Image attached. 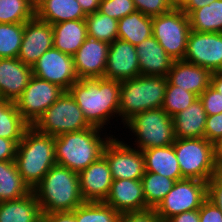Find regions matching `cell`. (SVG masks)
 I'll return each mask as SVG.
<instances>
[{
    "instance_id": "obj_3",
    "label": "cell",
    "mask_w": 222,
    "mask_h": 222,
    "mask_svg": "<svg viewBox=\"0 0 222 222\" xmlns=\"http://www.w3.org/2000/svg\"><path fill=\"white\" fill-rule=\"evenodd\" d=\"M42 214L73 211L84 201L78 173L67 167L54 165L32 190Z\"/></svg>"
},
{
    "instance_id": "obj_9",
    "label": "cell",
    "mask_w": 222,
    "mask_h": 222,
    "mask_svg": "<svg viewBox=\"0 0 222 222\" xmlns=\"http://www.w3.org/2000/svg\"><path fill=\"white\" fill-rule=\"evenodd\" d=\"M152 32L174 61L184 59L191 27L189 17L182 9H172L152 17Z\"/></svg>"
},
{
    "instance_id": "obj_52",
    "label": "cell",
    "mask_w": 222,
    "mask_h": 222,
    "mask_svg": "<svg viewBox=\"0 0 222 222\" xmlns=\"http://www.w3.org/2000/svg\"><path fill=\"white\" fill-rule=\"evenodd\" d=\"M190 0H171L173 9H182Z\"/></svg>"
},
{
    "instance_id": "obj_27",
    "label": "cell",
    "mask_w": 222,
    "mask_h": 222,
    "mask_svg": "<svg viewBox=\"0 0 222 222\" xmlns=\"http://www.w3.org/2000/svg\"><path fill=\"white\" fill-rule=\"evenodd\" d=\"M172 118L176 138H204L207 113L199 98Z\"/></svg>"
},
{
    "instance_id": "obj_42",
    "label": "cell",
    "mask_w": 222,
    "mask_h": 222,
    "mask_svg": "<svg viewBox=\"0 0 222 222\" xmlns=\"http://www.w3.org/2000/svg\"><path fill=\"white\" fill-rule=\"evenodd\" d=\"M119 222H161L154 208L120 214Z\"/></svg>"
},
{
    "instance_id": "obj_53",
    "label": "cell",
    "mask_w": 222,
    "mask_h": 222,
    "mask_svg": "<svg viewBox=\"0 0 222 222\" xmlns=\"http://www.w3.org/2000/svg\"><path fill=\"white\" fill-rule=\"evenodd\" d=\"M32 1L36 5L40 0H32Z\"/></svg>"
},
{
    "instance_id": "obj_51",
    "label": "cell",
    "mask_w": 222,
    "mask_h": 222,
    "mask_svg": "<svg viewBox=\"0 0 222 222\" xmlns=\"http://www.w3.org/2000/svg\"><path fill=\"white\" fill-rule=\"evenodd\" d=\"M216 158L222 163V135L213 143Z\"/></svg>"
},
{
    "instance_id": "obj_49",
    "label": "cell",
    "mask_w": 222,
    "mask_h": 222,
    "mask_svg": "<svg viewBox=\"0 0 222 222\" xmlns=\"http://www.w3.org/2000/svg\"><path fill=\"white\" fill-rule=\"evenodd\" d=\"M214 0H190L182 10L189 15L193 10L204 7L205 5H209Z\"/></svg>"
},
{
    "instance_id": "obj_13",
    "label": "cell",
    "mask_w": 222,
    "mask_h": 222,
    "mask_svg": "<svg viewBox=\"0 0 222 222\" xmlns=\"http://www.w3.org/2000/svg\"><path fill=\"white\" fill-rule=\"evenodd\" d=\"M184 61L219 72L222 67V34L191 30Z\"/></svg>"
},
{
    "instance_id": "obj_28",
    "label": "cell",
    "mask_w": 222,
    "mask_h": 222,
    "mask_svg": "<svg viewBox=\"0 0 222 222\" xmlns=\"http://www.w3.org/2000/svg\"><path fill=\"white\" fill-rule=\"evenodd\" d=\"M152 35V17L146 16L138 10L118 21V39L134 46Z\"/></svg>"
},
{
    "instance_id": "obj_32",
    "label": "cell",
    "mask_w": 222,
    "mask_h": 222,
    "mask_svg": "<svg viewBox=\"0 0 222 222\" xmlns=\"http://www.w3.org/2000/svg\"><path fill=\"white\" fill-rule=\"evenodd\" d=\"M176 180L152 172H145L141 183L148 208H156L171 191Z\"/></svg>"
},
{
    "instance_id": "obj_4",
    "label": "cell",
    "mask_w": 222,
    "mask_h": 222,
    "mask_svg": "<svg viewBox=\"0 0 222 222\" xmlns=\"http://www.w3.org/2000/svg\"><path fill=\"white\" fill-rule=\"evenodd\" d=\"M15 163L23 181L33 190L56 165L55 137L29 126L17 144Z\"/></svg>"
},
{
    "instance_id": "obj_16",
    "label": "cell",
    "mask_w": 222,
    "mask_h": 222,
    "mask_svg": "<svg viewBox=\"0 0 222 222\" xmlns=\"http://www.w3.org/2000/svg\"><path fill=\"white\" fill-rule=\"evenodd\" d=\"M140 75L136 46L117 38L109 45L104 78L122 82Z\"/></svg>"
},
{
    "instance_id": "obj_2",
    "label": "cell",
    "mask_w": 222,
    "mask_h": 222,
    "mask_svg": "<svg viewBox=\"0 0 222 222\" xmlns=\"http://www.w3.org/2000/svg\"><path fill=\"white\" fill-rule=\"evenodd\" d=\"M98 127L77 132L63 133L55 137L56 164L80 173L102 155L107 142L113 136ZM107 133V134H106Z\"/></svg>"
},
{
    "instance_id": "obj_24",
    "label": "cell",
    "mask_w": 222,
    "mask_h": 222,
    "mask_svg": "<svg viewBox=\"0 0 222 222\" xmlns=\"http://www.w3.org/2000/svg\"><path fill=\"white\" fill-rule=\"evenodd\" d=\"M142 154L144 156L145 172L163 175L176 181L184 179L173 144L170 146L148 148L142 150Z\"/></svg>"
},
{
    "instance_id": "obj_7",
    "label": "cell",
    "mask_w": 222,
    "mask_h": 222,
    "mask_svg": "<svg viewBox=\"0 0 222 222\" xmlns=\"http://www.w3.org/2000/svg\"><path fill=\"white\" fill-rule=\"evenodd\" d=\"M173 147L183 178L208 182L222 164L205 138H176Z\"/></svg>"
},
{
    "instance_id": "obj_14",
    "label": "cell",
    "mask_w": 222,
    "mask_h": 222,
    "mask_svg": "<svg viewBox=\"0 0 222 222\" xmlns=\"http://www.w3.org/2000/svg\"><path fill=\"white\" fill-rule=\"evenodd\" d=\"M33 75L39 79L57 84L65 91L79 80L73 56L51 48L43 53L32 66Z\"/></svg>"
},
{
    "instance_id": "obj_11",
    "label": "cell",
    "mask_w": 222,
    "mask_h": 222,
    "mask_svg": "<svg viewBox=\"0 0 222 222\" xmlns=\"http://www.w3.org/2000/svg\"><path fill=\"white\" fill-rule=\"evenodd\" d=\"M114 135L107 142L103 156L107 159L113 180H141L145 173L144 156L142 151L125 143Z\"/></svg>"
},
{
    "instance_id": "obj_22",
    "label": "cell",
    "mask_w": 222,
    "mask_h": 222,
    "mask_svg": "<svg viewBox=\"0 0 222 222\" xmlns=\"http://www.w3.org/2000/svg\"><path fill=\"white\" fill-rule=\"evenodd\" d=\"M141 75L167 76L172 59L152 35L136 46Z\"/></svg>"
},
{
    "instance_id": "obj_1",
    "label": "cell",
    "mask_w": 222,
    "mask_h": 222,
    "mask_svg": "<svg viewBox=\"0 0 222 222\" xmlns=\"http://www.w3.org/2000/svg\"><path fill=\"white\" fill-rule=\"evenodd\" d=\"M120 89V81L91 78L79 79L68 91L82 110L87 122L106 131L108 124L111 126L110 120L119 117Z\"/></svg>"
},
{
    "instance_id": "obj_15",
    "label": "cell",
    "mask_w": 222,
    "mask_h": 222,
    "mask_svg": "<svg viewBox=\"0 0 222 222\" xmlns=\"http://www.w3.org/2000/svg\"><path fill=\"white\" fill-rule=\"evenodd\" d=\"M53 48V27L36 16L25 22L18 59L32 67L40 56Z\"/></svg>"
},
{
    "instance_id": "obj_45",
    "label": "cell",
    "mask_w": 222,
    "mask_h": 222,
    "mask_svg": "<svg viewBox=\"0 0 222 222\" xmlns=\"http://www.w3.org/2000/svg\"><path fill=\"white\" fill-rule=\"evenodd\" d=\"M17 144L10 139L0 137V162L15 161Z\"/></svg>"
},
{
    "instance_id": "obj_30",
    "label": "cell",
    "mask_w": 222,
    "mask_h": 222,
    "mask_svg": "<svg viewBox=\"0 0 222 222\" xmlns=\"http://www.w3.org/2000/svg\"><path fill=\"white\" fill-rule=\"evenodd\" d=\"M29 126L17 110L15 102L0 98V137L18 144Z\"/></svg>"
},
{
    "instance_id": "obj_34",
    "label": "cell",
    "mask_w": 222,
    "mask_h": 222,
    "mask_svg": "<svg viewBox=\"0 0 222 222\" xmlns=\"http://www.w3.org/2000/svg\"><path fill=\"white\" fill-rule=\"evenodd\" d=\"M77 222H119L120 213L105 202H83L74 210Z\"/></svg>"
},
{
    "instance_id": "obj_39",
    "label": "cell",
    "mask_w": 222,
    "mask_h": 222,
    "mask_svg": "<svg viewBox=\"0 0 222 222\" xmlns=\"http://www.w3.org/2000/svg\"><path fill=\"white\" fill-rule=\"evenodd\" d=\"M135 9L142 14L155 17L173 9L171 0H133Z\"/></svg>"
},
{
    "instance_id": "obj_10",
    "label": "cell",
    "mask_w": 222,
    "mask_h": 222,
    "mask_svg": "<svg viewBox=\"0 0 222 222\" xmlns=\"http://www.w3.org/2000/svg\"><path fill=\"white\" fill-rule=\"evenodd\" d=\"M207 199V182L197 179H181L155 208L161 222L186 211L199 209Z\"/></svg>"
},
{
    "instance_id": "obj_41",
    "label": "cell",
    "mask_w": 222,
    "mask_h": 222,
    "mask_svg": "<svg viewBox=\"0 0 222 222\" xmlns=\"http://www.w3.org/2000/svg\"><path fill=\"white\" fill-rule=\"evenodd\" d=\"M207 199L222 212V164L207 182Z\"/></svg>"
},
{
    "instance_id": "obj_43",
    "label": "cell",
    "mask_w": 222,
    "mask_h": 222,
    "mask_svg": "<svg viewBox=\"0 0 222 222\" xmlns=\"http://www.w3.org/2000/svg\"><path fill=\"white\" fill-rule=\"evenodd\" d=\"M222 135V113L207 115L204 138L214 143Z\"/></svg>"
},
{
    "instance_id": "obj_23",
    "label": "cell",
    "mask_w": 222,
    "mask_h": 222,
    "mask_svg": "<svg viewBox=\"0 0 222 222\" xmlns=\"http://www.w3.org/2000/svg\"><path fill=\"white\" fill-rule=\"evenodd\" d=\"M53 47L73 56L88 37L85 19L53 24Z\"/></svg>"
},
{
    "instance_id": "obj_35",
    "label": "cell",
    "mask_w": 222,
    "mask_h": 222,
    "mask_svg": "<svg viewBox=\"0 0 222 222\" xmlns=\"http://www.w3.org/2000/svg\"><path fill=\"white\" fill-rule=\"evenodd\" d=\"M35 17L32 0H0V23H25Z\"/></svg>"
},
{
    "instance_id": "obj_44",
    "label": "cell",
    "mask_w": 222,
    "mask_h": 222,
    "mask_svg": "<svg viewBox=\"0 0 222 222\" xmlns=\"http://www.w3.org/2000/svg\"><path fill=\"white\" fill-rule=\"evenodd\" d=\"M200 222H222V212L206 199L199 208Z\"/></svg>"
},
{
    "instance_id": "obj_17",
    "label": "cell",
    "mask_w": 222,
    "mask_h": 222,
    "mask_svg": "<svg viewBox=\"0 0 222 222\" xmlns=\"http://www.w3.org/2000/svg\"><path fill=\"white\" fill-rule=\"evenodd\" d=\"M109 45L89 36L85 39L73 55L74 67L79 79L104 78Z\"/></svg>"
},
{
    "instance_id": "obj_37",
    "label": "cell",
    "mask_w": 222,
    "mask_h": 222,
    "mask_svg": "<svg viewBox=\"0 0 222 222\" xmlns=\"http://www.w3.org/2000/svg\"><path fill=\"white\" fill-rule=\"evenodd\" d=\"M198 98L196 94L186 91L179 86L172 85L168 81L162 108L170 117H173L189 107Z\"/></svg>"
},
{
    "instance_id": "obj_29",
    "label": "cell",
    "mask_w": 222,
    "mask_h": 222,
    "mask_svg": "<svg viewBox=\"0 0 222 222\" xmlns=\"http://www.w3.org/2000/svg\"><path fill=\"white\" fill-rule=\"evenodd\" d=\"M31 191L19 174L15 161L0 162V202L20 199Z\"/></svg>"
},
{
    "instance_id": "obj_47",
    "label": "cell",
    "mask_w": 222,
    "mask_h": 222,
    "mask_svg": "<svg viewBox=\"0 0 222 222\" xmlns=\"http://www.w3.org/2000/svg\"><path fill=\"white\" fill-rule=\"evenodd\" d=\"M166 222H200L199 209L175 215Z\"/></svg>"
},
{
    "instance_id": "obj_31",
    "label": "cell",
    "mask_w": 222,
    "mask_h": 222,
    "mask_svg": "<svg viewBox=\"0 0 222 222\" xmlns=\"http://www.w3.org/2000/svg\"><path fill=\"white\" fill-rule=\"evenodd\" d=\"M190 27L198 32H222V0L193 10L189 15Z\"/></svg>"
},
{
    "instance_id": "obj_12",
    "label": "cell",
    "mask_w": 222,
    "mask_h": 222,
    "mask_svg": "<svg viewBox=\"0 0 222 222\" xmlns=\"http://www.w3.org/2000/svg\"><path fill=\"white\" fill-rule=\"evenodd\" d=\"M64 91L57 84L33 75L15 104L22 118L32 126Z\"/></svg>"
},
{
    "instance_id": "obj_26",
    "label": "cell",
    "mask_w": 222,
    "mask_h": 222,
    "mask_svg": "<svg viewBox=\"0 0 222 222\" xmlns=\"http://www.w3.org/2000/svg\"><path fill=\"white\" fill-rule=\"evenodd\" d=\"M35 16L53 25L69 20L85 19L87 15L77 0H40L35 5Z\"/></svg>"
},
{
    "instance_id": "obj_18",
    "label": "cell",
    "mask_w": 222,
    "mask_h": 222,
    "mask_svg": "<svg viewBox=\"0 0 222 222\" xmlns=\"http://www.w3.org/2000/svg\"><path fill=\"white\" fill-rule=\"evenodd\" d=\"M79 185L85 202H104L113 182L107 159L102 155L78 173Z\"/></svg>"
},
{
    "instance_id": "obj_40",
    "label": "cell",
    "mask_w": 222,
    "mask_h": 222,
    "mask_svg": "<svg viewBox=\"0 0 222 222\" xmlns=\"http://www.w3.org/2000/svg\"><path fill=\"white\" fill-rule=\"evenodd\" d=\"M207 115L222 113V94L211 85L199 96Z\"/></svg>"
},
{
    "instance_id": "obj_36",
    "label": "cell",
    "mask_w": 222,
    "mask_h": 222,
    "mask_svg": "<svg viewBox=\"0 0 222 222\" xmlns=\"http://www.w3.org/2000/svg\"><path fill=\"white\" fill-rule=\"evenodd\" d=\"M25 23H0V58H17Z\"/></svg>"
},
{
    "instance_id": "obj_21",
    "label": "cell",
    "mask_w": 222,
    "mask_h": 222,
    "mask_svg": "<svg viewBox=\"0 0 222 222\" xmlns=\"http://www.w3.org/2000/svg\"><path fill=\"white\" fill-rule=\"evenodd\" d=\"M211 72L193 63L184 60H175L167 75L168 81L198 97L211 84Z\"/></svg>"
},
{
    "instance_id": "obj_50",
    "label": "cell",
    "mask_w": 222,
    "mask_h": 222,
    "mask_svg": "<svg viewBox=\"0 0 222 222\" xmlns=\"http://www.w3.org/2000/svg\"><path fill=\"white\" fill-rule=\"evenodd\" d=\"M210 85L222 94V72H214L211 74Z\"/></svg>"
},
{
    "instance_id": "obj_48",
    "label": "cell",
    "mask_w": 222,
    "mask_h": 222,
    "mask_svg": "<svg viewBox=\"0 0 222 222\" xmlns=\"http://www.w3.org/2000/svg\"><path fill=\"white\" fill-rule=\"evenodd\" d=\"M83 12L88 15L99 10L101 0H77Z\"/></svg>"
},
{
    "instance_id": "obj_6",
    "label": "cell",
    "mask_w": 222,
    "mask_h": 222,
    "mask_svg": "<svg viewBox=\"0 0 222 222\" xmlns=\"http://www.w3.org/2000/svg\"><path fill=\"white\" fill-rule=\"evenodd\" d=\"M134 135V147L139 150L170 146L175 142L174 122L163 108L143 111L123 124ZM137 137V138H136Z\"/></svg>"
},
{
    "instance_id": "obj_8",
    "label": "cell",
    "mask_w": 222,
    "mask_h": 222,
    "mask_svg": "<svg viewBox=\"0 0 222 222\" xmlns=\"http://www.w3.org/2000/svg\"><path fill=\"white\" fill-rule=\"evenodd\" d=\"M32 126L54 137L92 127L69 91H64Z\"/></svg>"
},
{
    "instance_id": "obj_38",
    "label": "cell",
    "mask_w": 222,
    "mask_h": 222,
    "mask_svg": "<svg viewBox=\"0 0 222 222\" xmlns=\"http://www.w3.org/2000/svg\"><path fill=\"white\" fill-rule=\"evenodd\" d=\"M135 10L133 0H101L98 11L119 21Z\"/></svg>"
},
{
    "instance_id": "obj_25",
    "label": "cell",
    "mask_w": 222,
    "mask_h": 222,
    "mask_svg": "<svg viewBox=\"0 0 222 222\" xmlns=\"http://www.w3.org/2000/svg\"><path fill=\"white\" fill-rule=\"evenodd\" d=\"M0 222H43L34 192L20 199L0 202Z\"/></svg>"
},
{
    "instance_id": "obj_46",
    "label": "cell",
    "mask_w": 222,
    "mask_h": 222,
    "mask_svg": "<svg viewBox=\"0 0 222 222\" xmlns=\"http://www.w3.org/2000/svg\"><path fill=\"white\" fill-rule=\"evenodd\" d=\"M43 222H77L73 211L43 214Z\"/></svg>"
},
{
    "instance_id": "obj_19",
    "label": "cell",
    "mask_w": 222,
    "mask_h": 222,
    "mask_svg": "<svg viewBox=\"0 0 222 222\" xmlns=\"http://www.w3.org/2000/svg\"><path fill=\"white\" fill-rule=\"evenodd\" d=\"M32 76V67L18 58H0V98L15 102Z\"/></svg>"
},
{
    "instance_id": "obj_33",
    "label": "cell",
    "mask_w": 222,
    "mask_h": 222,
    "mask_svg": "<svg viewBox=\"0 0 222 222\" xmlns=\"http://www.w3.org/2000/svg\"><path fill=\"white\" fill-rule=\"evenodd\" d=\"M88 36L111 44L118 38V20L99 11L85 18Z\"/></svg>"
},
{
    "instance_id": "obj_20",
    "label": "cell",
    "mask_w": 222,
    "mask_h": 222,
    "mask_svg": "<svg viewBox=\"0 0 222 222\" xmlns=\"http://www.w3.org/2000/svg\"><path fill=\"white\" fill-rule=\"evenodd\" d=\"M104 202L120 214L148 208L141 180H113L110 191Z\"/></svg>"
},
{
    "instance_id": "obj_5",
    "label": "cell",
    "mask_w": 222,
    "mask_h": 222,
    "mask_svg": "<svg viewBox=\"0 0 222 222\" xmlns=\"http://www.w3.org/2000/svg\"><path fill=\"white\" fill-rule=\"evenodd\" d=\"M167 76L140 75L121 82L119 118L122 124L134 115L162 108L167 87Z\"/></svg>"
}]
</instances>
